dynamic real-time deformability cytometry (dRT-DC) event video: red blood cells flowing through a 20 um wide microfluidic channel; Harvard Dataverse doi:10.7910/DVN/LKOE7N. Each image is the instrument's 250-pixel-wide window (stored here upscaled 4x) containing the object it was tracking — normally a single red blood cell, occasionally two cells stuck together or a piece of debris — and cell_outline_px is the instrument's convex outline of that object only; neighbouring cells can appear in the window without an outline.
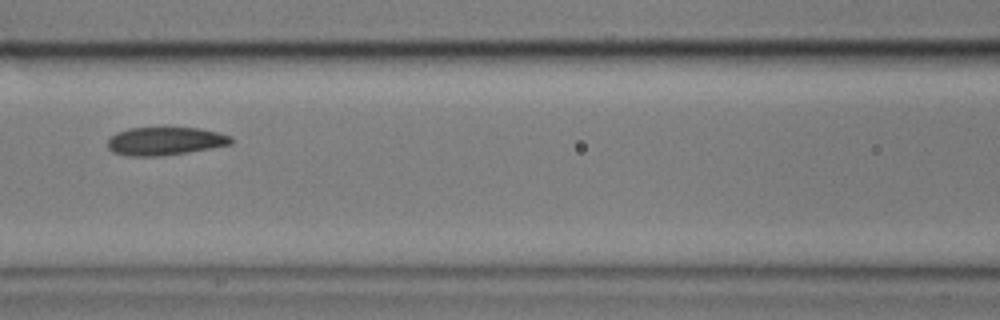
{"species": "common noctule bat (a hibernating species)", "species_latin": "Nyctalus noctula", "temperature_condition": "cold", "stored_images_in_passage": 8, "camera_frame_rate_fps": 3000, "um_per_image_px": 0.085, "animal": {"sex": "male", "body_mass_g": 17.9}, "frame": {"image": 1, "passage_image": 7, "time_ms": 2.0, "image_size_px": [1000, 320], "cell_outline_px": [[232, 144], [188, 152], [164, 156], [128, 156], [112, 152], [108, 148], [108, 140], [116, 132], [128, 128], [164, 124], [200, 128], [220, 132], [232, 136]], "centroid_in_image_um": [14.04, 11.94], "position_along_channel_um": 152.6, "area_um2": 21.39}}